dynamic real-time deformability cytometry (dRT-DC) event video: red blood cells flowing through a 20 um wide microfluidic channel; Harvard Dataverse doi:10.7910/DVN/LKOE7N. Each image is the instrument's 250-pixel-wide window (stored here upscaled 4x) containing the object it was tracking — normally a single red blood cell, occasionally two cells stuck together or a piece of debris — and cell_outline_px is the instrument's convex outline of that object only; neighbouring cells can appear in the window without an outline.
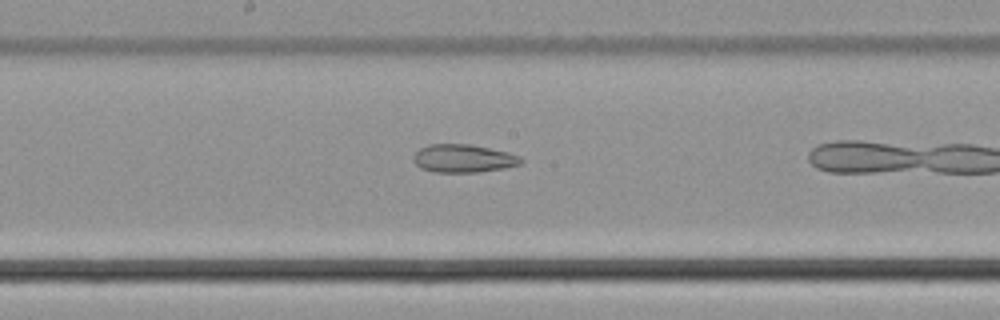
{"species": "common noctule bat (a hibernating species)", "species_latin": "Nyctalus noctula", "temperature_condition": "cold", "stored_images_in_passage": 18, "camera_frame_rate_fps": 3000, "um_per_image_px": 0.085, "animal": {"sex": "male", "body_mass_g": 21.5, "forearm_length_mm": 52.0}, "frame": {"image": 1, "passage_image": 11, "time_ms": 3.333, "image_size_px": [1000, 320], "cell_outline_px": [[524, 160], [520, 164], [504, 168], [480, 172], [436, 172], [420, 168], [412, 160], [412, 156], [420, 148], [428, 144], [472, 144], [508, 152], [520, 156]], "centroid_in_image_um": [39.38, 13.46], "position_along_channel_um": 208.8, "area_um2": 17.74}}